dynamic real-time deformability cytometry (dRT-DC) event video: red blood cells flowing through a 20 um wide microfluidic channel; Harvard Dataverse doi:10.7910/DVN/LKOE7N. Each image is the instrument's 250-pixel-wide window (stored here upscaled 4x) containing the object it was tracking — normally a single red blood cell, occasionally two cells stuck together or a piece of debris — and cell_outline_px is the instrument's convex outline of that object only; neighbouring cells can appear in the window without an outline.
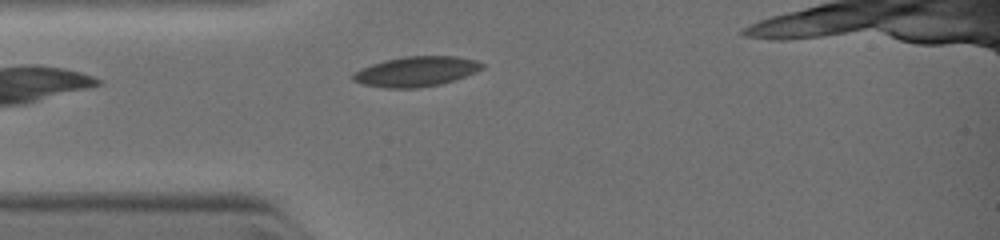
{"species": "common noctule bat (a hibernating species)", "species_latin": "Nyctalus noctula", "temperature_condition": "warm", "stored_images_in_passage": 3, "camera_frame_rate_fps": 3000, "um_per_image_px": 0.085, "animal": {"sex": "female", "body_mass_g": 19.0, "forearm_length_mm": 51.5}, "frame": {"image": 1, "passage_image": 3, "time_ms": 1.333, "image_size_px": [1000, 240], "cell_outline_px": [[484, 68], [476, 72], [456, 80], [440, 84], [416, 88], [384, 88], [364, 84], [352, 80], [352, 76], [360, 68], [384, 60], [404, 56], [456, 56], [476, 60], [484, 64]], "centroid_in_image_um": [35.4, 6.07], "position_along_channel_um": 49.6, "area_um2": 22.66}}